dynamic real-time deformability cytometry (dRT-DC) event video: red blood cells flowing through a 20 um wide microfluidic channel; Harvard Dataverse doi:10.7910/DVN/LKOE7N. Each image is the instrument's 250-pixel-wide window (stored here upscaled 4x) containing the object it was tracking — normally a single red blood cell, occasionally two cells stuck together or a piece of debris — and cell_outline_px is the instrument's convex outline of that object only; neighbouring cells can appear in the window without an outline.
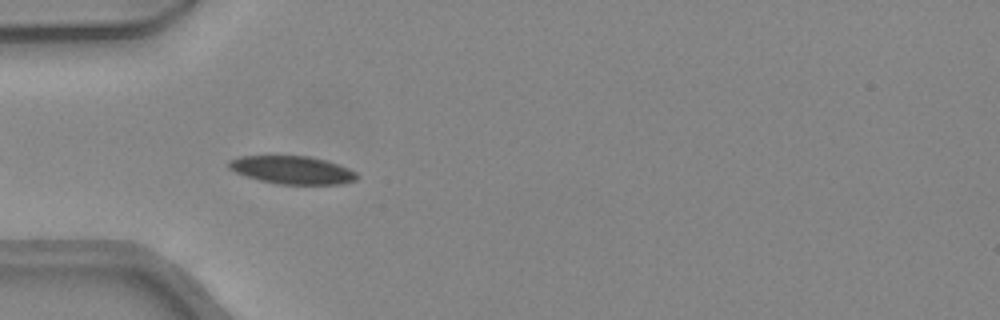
{"species": "common noctule bat (a hibernating species)", "species_latin": "Nyctalus noctula", "temperature_condition": "warm", "stored_images_in_passage": 13, "camera_frame_rate_fps": 3000, "um_per_image_px": 0.085, "animal": {"sex": "female", "body_mass_g": 24.6, "forearm_length_mm": 56.2}, "frame": {"image": 1, "passage_image": 3, "time_ms": 0.667, "image_size_px": [1000, 320], "cell_outline_px": [[356, 180], [344, 184], [276, 184], [260, 180], [236, 172], [228, 168], [228, 160], [240, 156], [308, 156], [324, 160], [348, 168], [356, 172]], "centroid_in_image_um": [24.82, 14.45], "position_along_channel_um": 60.2, "area_um2": 20.69}}
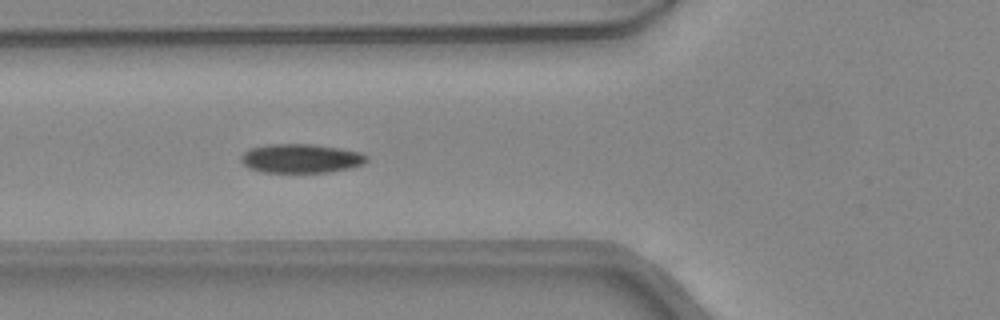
{"frame": {"image": 2, "passage_image": 6, "time_ms": 1.667, "image_size_px": [1000, 320], "cell_outline_px": [[368, 160], [364, 164], [348, 168], [328, 172], [260, 172], [248, 168], [240, 160], [240, 156], [244, 152], [252, 148], [272, 144], [312, 144], [340, 148], [360, 152], [368, 156]], "centroid_in_image_um": [25.58, 13.47], "position_along_channel_um": 100.2, "area_um2": 21.21}}